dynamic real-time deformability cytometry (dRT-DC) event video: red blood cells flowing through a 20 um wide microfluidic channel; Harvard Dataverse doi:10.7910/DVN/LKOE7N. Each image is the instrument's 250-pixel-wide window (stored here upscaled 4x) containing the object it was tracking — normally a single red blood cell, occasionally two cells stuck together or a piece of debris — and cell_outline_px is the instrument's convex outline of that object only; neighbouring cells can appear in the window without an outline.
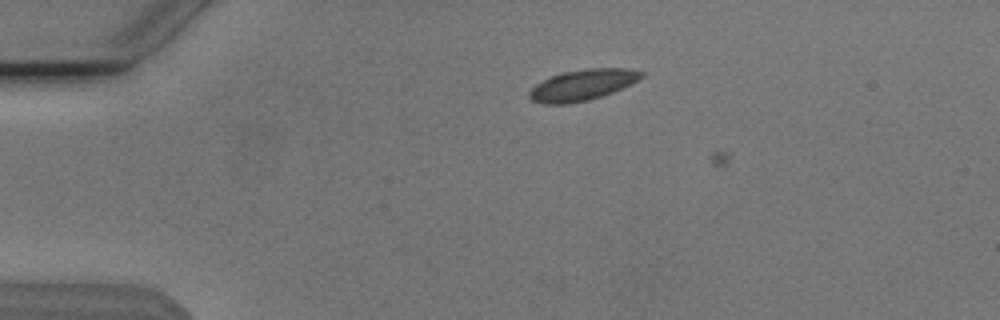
{"species": "Egyptian fruit bat (a non-hibernating species)", "species_latin": "Rousettus aegyptiacus", "temperature_condition": "cold", "stored_images_in_passage": 12, "camera_frame_rate_fps": 3000, "um_per_image_px": 0.085, "animal": {"sex": "male"}, "frame": {"image": 1, "passage_image": 11, "time_ms": 3.333, "image_size_px": [1000, 320], "cell_outline_px": [[648, 72], [644, 76], [612, 92], [588, 100], [564, 104], [544, 104], [532, 100], [528, 96], [528, 92], [536, 84], [560, 72], [588, 68], [632, 68]], "centroid_in_image_um": [49.52, 7.2], "position_along_channel_um": 35.5, "area_um2": 20.11}}